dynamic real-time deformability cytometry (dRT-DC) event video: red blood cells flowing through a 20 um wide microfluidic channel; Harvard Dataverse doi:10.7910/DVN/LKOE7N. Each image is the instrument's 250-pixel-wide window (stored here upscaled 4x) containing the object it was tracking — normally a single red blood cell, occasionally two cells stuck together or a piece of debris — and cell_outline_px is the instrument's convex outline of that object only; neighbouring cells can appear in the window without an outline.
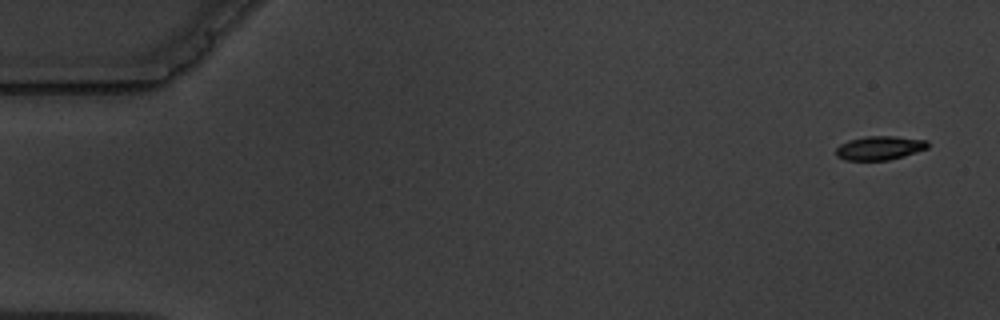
{"species": "common noctule bat (a hibernating species)", "species_latin": "Nyctalus noctula", "temperature_condition": "warm", "stored_images_in_passage": 6, "camera_frame_rate_fps": 3000, "um_per_image_px": 0.085, "animal": {"sex": "male", "body_mass_g": 19.5, "forearm_length_mm": 54.6}, "frame": {"image": 1, "passage_image": 1, "time_ms": 0.0, "image_size_px": [1000, 320], "cell_outline_px": [[928, 148], [904, 156], [888, 160], [844, 160], [836, 156], [836, 148], [840, 144], [848, 140], [864, 136], [896, 136], [928, 140]], "centroid_in_image_um": [74.76, 12.57], "position_along_channel_um": 10.2, "area_um2": 12.89}}
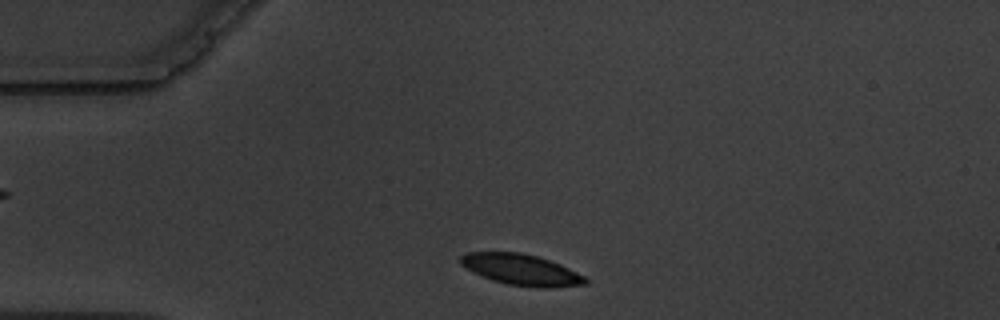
{"frame": {"image": 2, "passage_image": 6, "time_ms": 6.0, "image_size_px": [1000, 320], "cell_outline_px": [[588, 284], [552, 288], [536, 288], [508, 284], [492, 280], [472, 272], [460, 264], [460, 256], [468, 252], [520, 252], [536, 256], [560, 264], [584, 276], [588, 280]], "centroid_in_image_um": [44.31, 22.93], "position_along_channel_um": 40.7, "area_um2": 22.6}}